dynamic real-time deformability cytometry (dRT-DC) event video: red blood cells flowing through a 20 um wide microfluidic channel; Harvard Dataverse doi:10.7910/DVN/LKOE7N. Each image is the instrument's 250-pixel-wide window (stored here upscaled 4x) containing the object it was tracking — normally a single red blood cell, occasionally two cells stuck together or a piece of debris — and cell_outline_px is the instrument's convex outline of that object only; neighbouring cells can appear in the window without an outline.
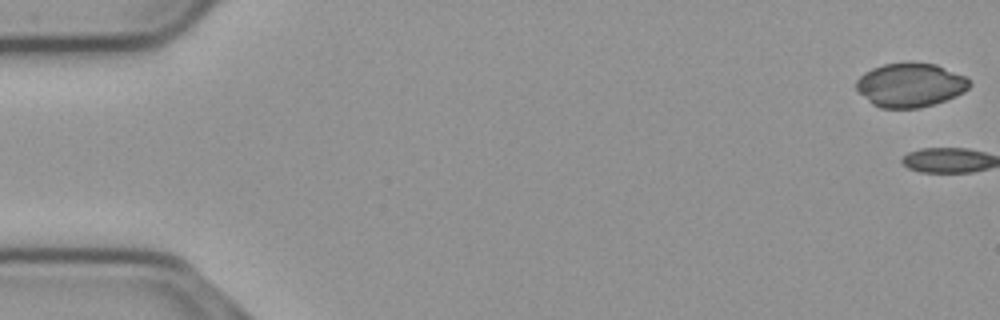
{"species": "common noctule bat (a hibernating species)", "species_latin": "Nyctalus noctula", "temperature_condition": "cold", "stored_images_in_passage": 2, "camera_frame_rate_fps": 3000, "um_per_image_px": 0.085, "animal": {"sex": "male", "body_mass_g": 23.1, "forearm_length_mm": 52.7}, "frame": {"image": 1, "passage_image": 1, "time_ms": 0.0, "image_size_px": [1000, 320], "cell_outline_px": [[972, 84], [964, 92], [956, 96], [920, 108], [880, 108], [872, 104], [856, 88], [856, 80], [864, 72], [872, 68], [884, 64], [908, 60], [936, 64], [964, 76]], "centroid_in_image_um": [77.36, 7.2], "position_along_channel_um": 7.6, "area_um2": 29.25}}